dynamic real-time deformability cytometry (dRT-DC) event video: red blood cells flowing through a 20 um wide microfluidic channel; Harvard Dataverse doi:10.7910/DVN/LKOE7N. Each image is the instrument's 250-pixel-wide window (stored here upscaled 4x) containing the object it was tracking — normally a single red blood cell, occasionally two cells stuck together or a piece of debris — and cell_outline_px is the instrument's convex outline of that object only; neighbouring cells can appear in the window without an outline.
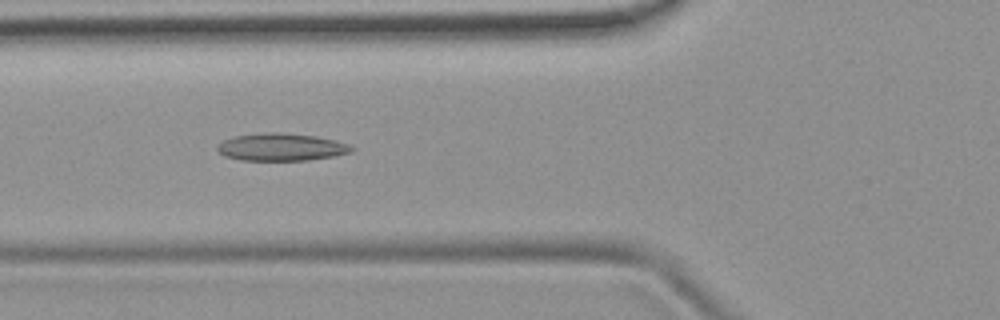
{"species": "common noctule bat (a hibernating species)", "species_latin": "Nyctalus noctula", "temperature_condition": "room temperature", "stored_images_in_passage": 50, "camera_frame_rate_fps": 3000, "um_per_image_px": 0.085, "animal": {"sex": "female", "body_mass_g": 19.9}, "frame": {"image": 1, "passage_image": 18, "time_ms": 5.667, "image_size_px": [1000, 320], "cell_outline_px": [[356, 148], [352, 152], [332, 156], [308, 160], [240, 160], [224, 156], [216, 148], [216, 144], [224, 140], [236, 136], [276, 132], [316, 136], [336, 140], [348, 144]], "centroid_in_image_um": [23.92, 12.51], "position_along_channel_um": 101.9, "area_um2": 21.33}}
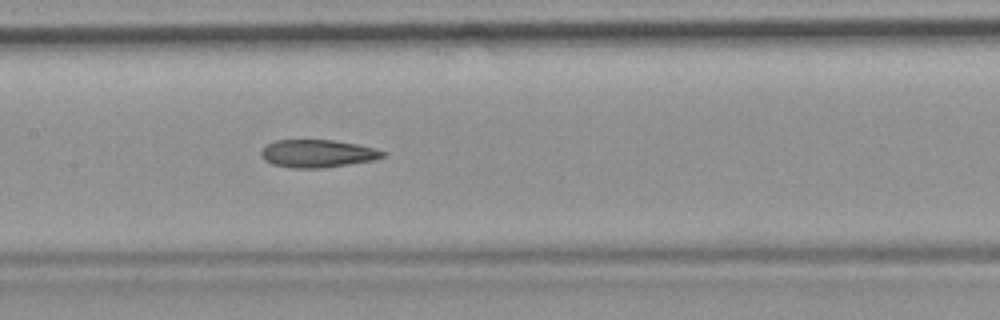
{"frame": {"image": 2, "passage_image": 24, "time_ms": 7.667, "image_size_px": [1000, 320], "cell_outline_px": [[388, 152], [384, 156], [372, 160], [348, 164], [320, 168], [292, 168], [272, 164], [264, 160], [260, 156], [260, 152], [268, 144], [276, 140], [332, 140], [356, 144], [376, 148]], "centroid_in_image_um": [26.98, 13.05], "position_along_channel_um": 180.4, "area_um2": 19.59}}
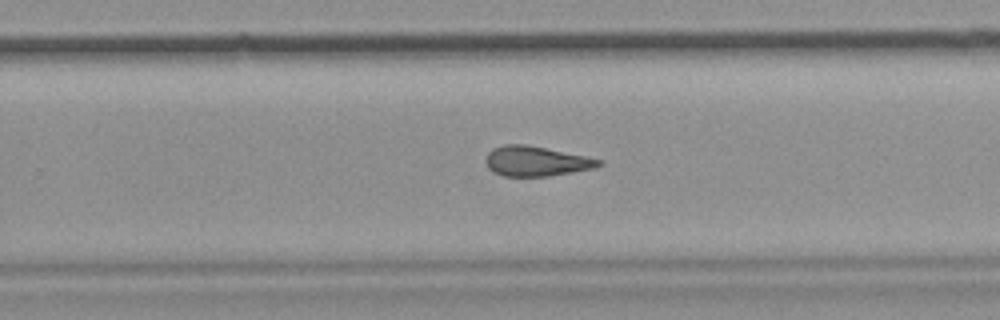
{"frame": {"image": 3, "passage_image": 32, "time_ms": 10.333, "image_size_px": [1000, 320], "cell_outline_px": [[604, 164], [596, 168], [548, 176], [504, 176], [488, 168], [484, 160], [488, 152], [492, 148], [504, 144], [528, 144], [584, 156], [600, 160]], "centroid_in_image_um": [45.54, 13.69], "position_along_channel_um": 284.3, "area_um2": 19.71}, "authors_computed_cell_mechanics": {"area_um2": 20.4323, "velocity_mm_per_s": 3.9172, "shape_relaxation_time_tau1_ms": null, "shape_relaxation_time_tau2_ms": 4.2574, "deformation_change_tau1": null, "deformation_change_tau2": 0.143}}